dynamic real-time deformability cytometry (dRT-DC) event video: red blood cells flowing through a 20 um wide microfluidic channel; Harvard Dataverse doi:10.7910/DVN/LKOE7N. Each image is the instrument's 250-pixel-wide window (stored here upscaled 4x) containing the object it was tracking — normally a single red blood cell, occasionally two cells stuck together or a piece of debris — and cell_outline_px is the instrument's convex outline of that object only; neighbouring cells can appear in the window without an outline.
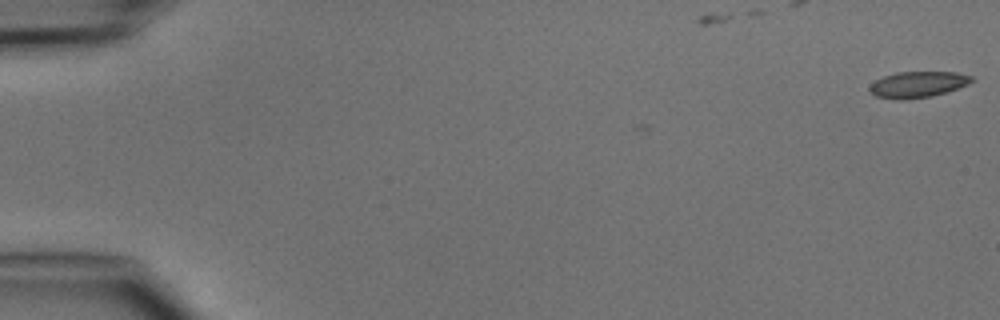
{"species": "common noctule bat (a hibernating species)", "species_latin": "Nyctalus noctula", "temperature_condition": "cold", "stored_images_in_passage": 6, "camera_frame_rate_fps": 3000, "um_per_image_px": 0.085, "animal": {"sex": "male", "body_mass_g": 15.6}, "frame": {"image": 1, "passage_image": 1, "time_ms": 0.0, "image_size_px": [1000, 320], "cell_outline_px": [[976, 80], [968, 84], [932, 96], [908, 100], [900, 100], [876, 96], [868, 88], [876, 80], [884, 76], [896, 72], [956, 72], [972, 76]], "centroid_in_image_um": [78.03, 7.18], "position_along_channel_um": 7.0, "area_um2": 15.43}}